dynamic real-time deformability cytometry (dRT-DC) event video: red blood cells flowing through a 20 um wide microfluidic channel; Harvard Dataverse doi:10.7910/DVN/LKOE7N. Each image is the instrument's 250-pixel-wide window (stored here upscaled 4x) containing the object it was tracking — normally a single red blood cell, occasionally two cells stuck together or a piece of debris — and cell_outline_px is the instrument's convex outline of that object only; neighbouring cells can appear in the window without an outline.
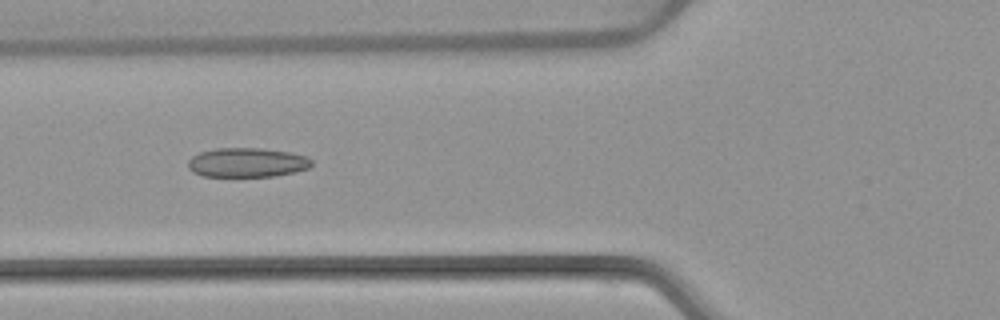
{"species": "common noctule bat (a hibernating species)", "species_latin": "Nyctalus noctula", "temperature_condition": "warm", "stored_images_in_passage": 53, "camera_frame_rate_fps": 3000, "um_per_image_px": 0.085, "animal": {"sex": "female", "body_mass_g": 22.7, "forearm_length_mm": 54.2}, "frame": {"image": 1, "passage_image": 20, "time_ms": 6.333, "image_size_px": [1000, 320], "cell_outline_px": [[312, 164], [308, 168], [296, 172], [276, 176], [204, 176], [192, 172], [188, 168], [188, 160], [192, 156], [200, 152], [216, 148], [260, 148], [288, 152], [308, 156], [312, 160]], "centroid_in_image_um": [21.0, 13.81], "position_along_channel_um": 104.8, "area_um2": 21.21}}
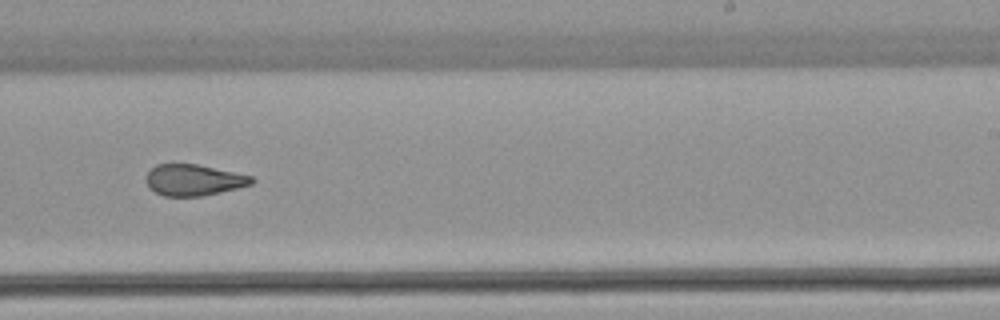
{"frame": {"image": 2, "passage_image": 33, "time_ms": 10.667, "image_size_px": [1000, 320], "cell_outline_px": [[256, 180], [252, 184], [204, 196], [164, 196], [148, 188], [144, 180], [144, 176], [156, 164], [196, 164], [252, 176]], "centroid_in_image_um": [16.42, 15.3], "position_along_channel_um": 272.6, "area_um2": 19.25}}
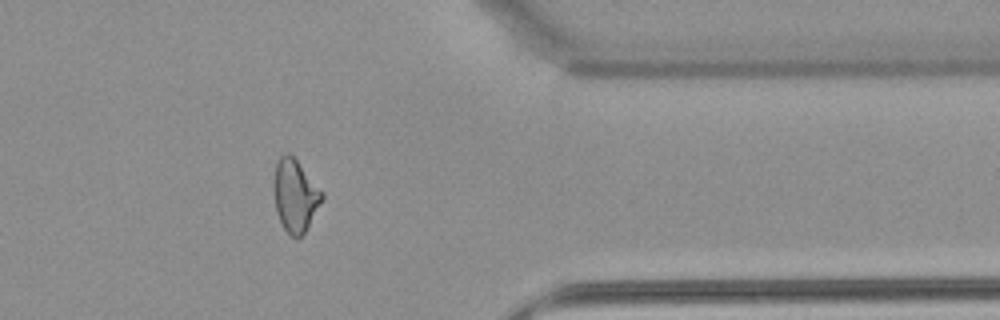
{"frame": {"image": 3, "passage_image": 43, "time_ms": 14.0, "image_size_px": [1000, 320], "cell_outline_px": [[324, 196], [304, 232], [296, 240], [284, 228], [276, 212], [272, 192], [272, 184], [276, 164], [280, 156], [284, 152], [288, 152], [296, 160], [324, 192]], "centroid_in_image_um": [25.05, 16.59], "position_along_channel_um": 386.4, "area_um2": 20.29}, "authors_computed_cell_mechanics": {"area_um2": 21.2126, "velocity_mm_per_s": 3.8762, "shape_relaxation_time_tau1_ms": null, "shape_relaxation_time_tau2_ms": 1.9028, "deformation_change_tau1": null, "deformation_change_tau2": 0.0933}}